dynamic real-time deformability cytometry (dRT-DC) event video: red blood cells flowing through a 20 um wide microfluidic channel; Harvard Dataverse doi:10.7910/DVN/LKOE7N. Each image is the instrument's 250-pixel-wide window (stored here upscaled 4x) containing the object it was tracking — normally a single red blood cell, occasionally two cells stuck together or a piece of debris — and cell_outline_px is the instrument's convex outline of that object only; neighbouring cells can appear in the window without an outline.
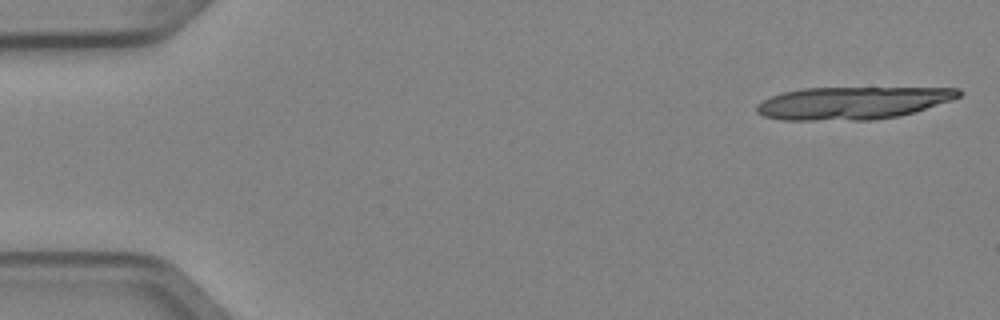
{"species": "Egyptian fruit bat (a non-hibernating species)", "species_latin": "Rousettus aegyptiacus", "temperature_condition": "cold", "stored_images_in_passage": 4, "camera_frame_rate_fps": 3000, "um_per_image_px": 0.085, "animal": {"sex": "female"}, "frame": {"image": 1, "passage_image": 1, "time_ms": 0.0, "image_size_px": [1000, 320], "cell_outline_px": [[964, 92], [960, 96], [952, 100], [916, 112], [900, 116], [872, 120], [784, 120], [764, 116], [756, 112], [756, 104], [772, 96], [784, 92], [804, 88], [960, 88]], "centroid_in_image_um": [72.5, 8.76], "position_along_channel_um": 12.5, "area_um2": 38.44}}